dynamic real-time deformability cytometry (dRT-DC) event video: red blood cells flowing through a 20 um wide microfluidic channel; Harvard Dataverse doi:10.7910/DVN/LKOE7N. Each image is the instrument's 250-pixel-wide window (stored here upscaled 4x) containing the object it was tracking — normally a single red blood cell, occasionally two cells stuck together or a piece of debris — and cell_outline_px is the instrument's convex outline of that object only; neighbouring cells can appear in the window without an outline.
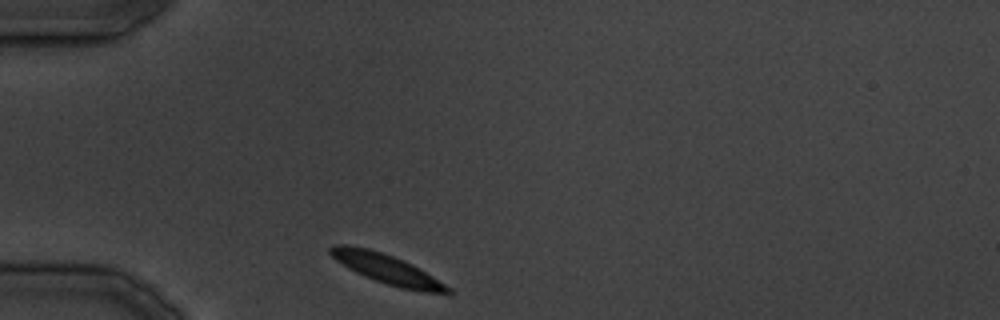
{"species": "common noctule bat (a hibernating species)", "species_latin": "Nyctalus noctula", "temperature_condition": "cold", "stored_images_in_passage": 29, "camera_frame_rate_fps": 3000, "um_per_image_px": 0.085, "animal": {"sex": "male", "body_mass_g": 19.5, "forearm_length_mm": 54.6}, "frame": {"image": 1, "passage_image": 1, "time_ms": 0.0, "image_size_px": [1000, 320], "cell_outline_px": [[452, 296], [424, 292], [400, 288], [364, 276], [348, 268], [336, 260], [328, 252], [328, 248], [336, 244], [344, 244], [368, 248], [404, 260], [412, 264], [452, 288]], "centroid_in_image_um": [32.95, 22.89], "position_along_channel_um": 52.1, "area_um2": 20.29}}
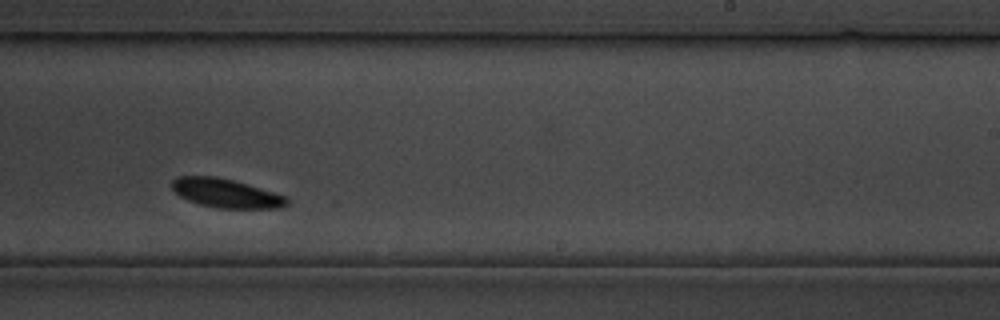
{"frame": {"image": 2, "passage_image": 15, "time_ms": 16.667, "image_size_px": [1000, 320], "cell_outline_px": [[288, 204], [280, 208], [216, 208], [200, 204], [188, 200], [180, 196], [172, 188], [172, 180], [176, 176], [216, 176], [248, 184], [288, 196]], "centroid_in_image_um": [19.23, 16.42], "position_along_channel_um": 269.8, "area_um2": 19.42}}
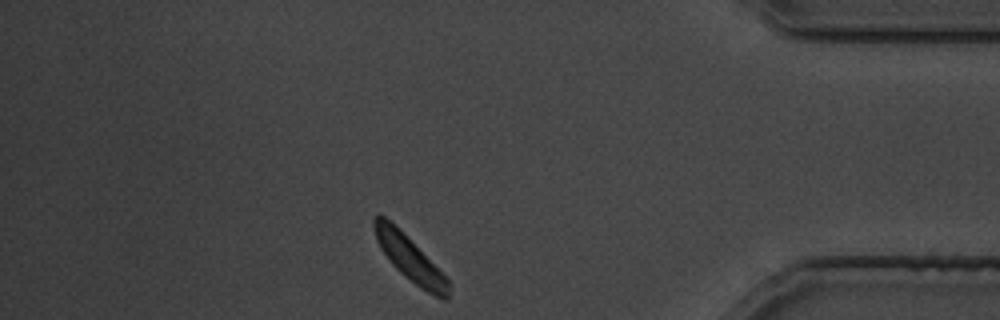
{"frame": {"image": 3, "passage_image": 24, "time_ms": 28.0, "image_size_px": [1000, 320], "cell_outline_px": [[448, 300], [444, 300], [420, 288], [404, 276], [388, 260], [380, 248], [376, 240], [372, 224], [372, 216], [384, 216], [448, 280]], "centroid_in_image_um": [34.75, 22.0], "position_along_channel_um": 400.4, "area_um2": 18.26}}